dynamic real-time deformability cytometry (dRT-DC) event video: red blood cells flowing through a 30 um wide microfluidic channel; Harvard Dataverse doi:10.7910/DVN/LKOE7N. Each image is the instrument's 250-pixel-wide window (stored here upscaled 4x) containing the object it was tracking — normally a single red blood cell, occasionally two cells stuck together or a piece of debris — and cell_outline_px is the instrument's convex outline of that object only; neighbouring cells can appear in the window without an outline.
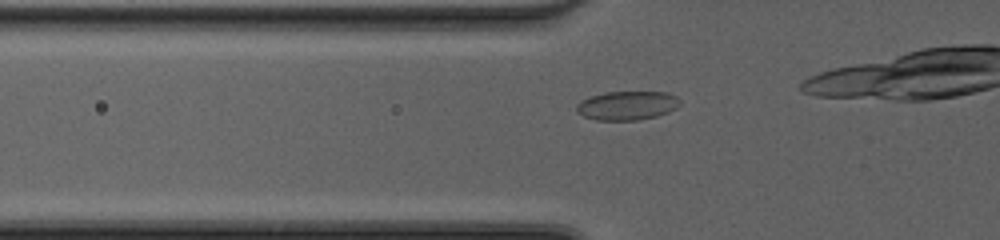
{"species": "common noctule bat (a hibernating species)", "species_latin": "Nyctalus noctula", "temperature_condition": "cold", "stored_images_in_passage": 13, "camera_frame_rate_fps": 3000, "um_per_image_px": 0.085, "animal": {"sex": "female", "body_mass_g": 20.0, "forearm_length_mm": 54.0}, "frame": {"image": 1, "passage_image": 8, "time_ms": 2.333, "image_size_px": [1000, 240], "cell_outline_px": [[680, 104], [676, 108], [668, 112], [656, 116], [636, 120], [596, 120], [584, 116], [576, 112], [576, 104], [580, 100], [604, 92], [668, 92], [676, 96], [680, 100]], "centroid_in_image_um": [53.29, 8.96], "position_along_channel_um": 72.5, "area_um2": 17.46}}
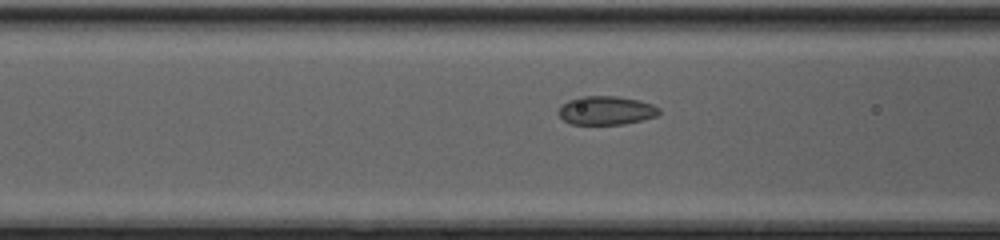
{"frame": {"image": 2, "passage_image": 11, "time_ms": 3.333, "image_size_px": [1000, 240], "cell_outline_px": [[660, 112], [656, 116], [624, 124], [572, 124], [564, 120], [556, 112], [568, 100], [580, 96], [616, 96], [640, 100], [652, 104], [660, 108]], "centroid_in_image_um": [51.52, 9.38], "position_along_channel_um": 115.1, "area_um2": 16.76}}